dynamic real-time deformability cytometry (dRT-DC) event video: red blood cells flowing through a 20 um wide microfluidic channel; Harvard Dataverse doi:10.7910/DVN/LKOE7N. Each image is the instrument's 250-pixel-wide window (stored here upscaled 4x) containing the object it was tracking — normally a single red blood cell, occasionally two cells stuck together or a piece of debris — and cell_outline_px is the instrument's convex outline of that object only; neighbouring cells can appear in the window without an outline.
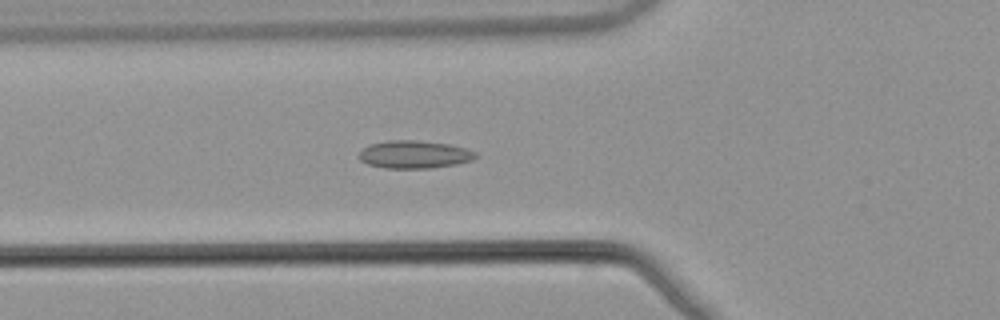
{"species": "common noctule bat (a hibernating species)", "species_latin": "Nyctalus noctula", "temperature_condition": "warm", "stored_images_in_passage": 46, "camera_frame_rate_fps": 3000, "um_per_image_px": 0.085, "animal": {"sex": "male", "body_mass_g": 21.5, "forearm_length_mm": 52.0}, "frame": {"image": 1, "passage_image": 13, "time_ms": 4.0, "image_size_px": [1000, 320], "cell_outline_px": [[476, 156], [472, 160], [456, 164], [428, 168], [384, 168], [368, 164], [360, 160], [360, 152], [368, 144], [388, 140], [416, 140], [448, 144], [464, 148], [476, 152]], "centroid_in_image_um": [35.19, 13.12], "position_along_channel_um": 90.6, "area_um2": 18.73}}
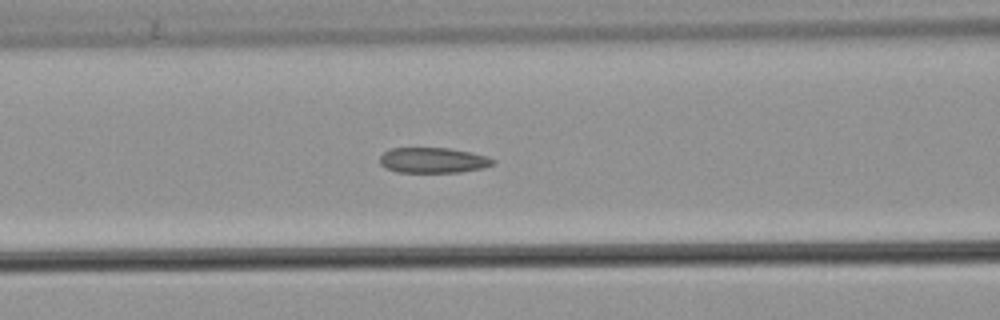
{"frame": {"image": 2, "passage_image": 16, "time_ms": 5.0, "image_size_px": [1000, 320], "cell_outline_px": [[496, 160], [492, 164], [484, 168], [460, 172], [396, 172], [380, 164], [380, 156], [384, 152], [392, 148], [448, 148], [468, 152], [484, 156]], "centroid_in_image_um": [36.79, 13.63], "position_along_channel_um": 129.8, "area_um2": 16.53}}
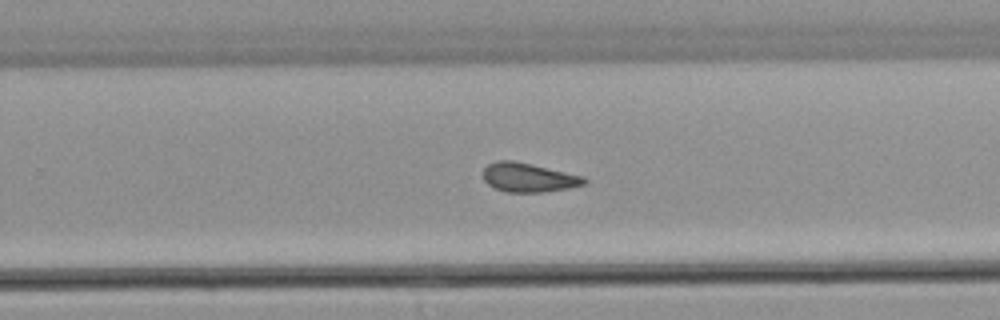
{"frame": {"image": 3, "passage_image": 28, "time_ms": 9.0, "image_size_px": [1000, 320], "cell_outline_px": [[588, 184], [568, 188], [544, 192], [508, 192], [496, 188], [488, 184], [484, 180], [484, 168], [488, 164], [496, 160], [512, 160], [532, 164], [584, 176], [588, 180]], "centroid_in_image_um": [44.96, 15.08], "position_along_channel_um": 284.8, "area_um2": 17.17}, "authors_computed_cell_mechanics": {"area_um2": 17.1666, "velocity_mm_per_s": 3.8989, "shape_relaxation_time_tau1_ms": null, "shape_relaxation_time_tau2_ms": 2.8192, "deformation_change_tau1": null, "deformation_change_tau2": 0.0976}}